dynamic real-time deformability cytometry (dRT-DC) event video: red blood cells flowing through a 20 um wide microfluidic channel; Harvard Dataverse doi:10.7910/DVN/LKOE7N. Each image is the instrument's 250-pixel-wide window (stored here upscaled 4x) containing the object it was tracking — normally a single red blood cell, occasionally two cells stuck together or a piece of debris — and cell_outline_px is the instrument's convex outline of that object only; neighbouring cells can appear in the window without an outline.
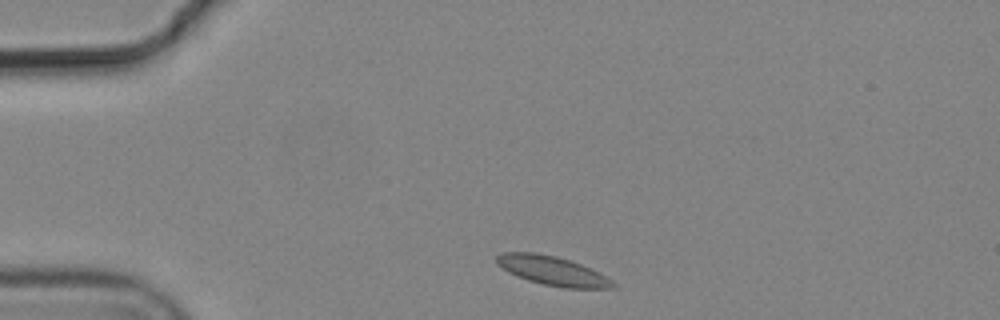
{"species": "common noctule bat (a hibernating species)", "species_latin": "Nyctalus noctula", "temperature_condition": "cold", "stored_images_in_passage": 2, "camera_frame_rate_fps": 3000, "um_per_image_px": 0.085, "animal": {"sex": "male", "body_mass_g": 19.2, "forearm_length_mm": 51.8}, "frame": {"image": 1, "passage_image": 1, "time_ms": 0.0, "image_size_px": [1000, 320], "cell_outline_px": [[616, 288], [564, 288], [544, 284], [528, 280], [516, 276], [508, 272], [496, 264], [496, 256], [500, 252], [536, 252], [556, 256], [580, 264], [600, 272], [612, 280], [616, 284]], "centroid_in_image_um": [46.94, 23.01], "position_along_channel_um": 38.1, "area_um2": 19.83}}